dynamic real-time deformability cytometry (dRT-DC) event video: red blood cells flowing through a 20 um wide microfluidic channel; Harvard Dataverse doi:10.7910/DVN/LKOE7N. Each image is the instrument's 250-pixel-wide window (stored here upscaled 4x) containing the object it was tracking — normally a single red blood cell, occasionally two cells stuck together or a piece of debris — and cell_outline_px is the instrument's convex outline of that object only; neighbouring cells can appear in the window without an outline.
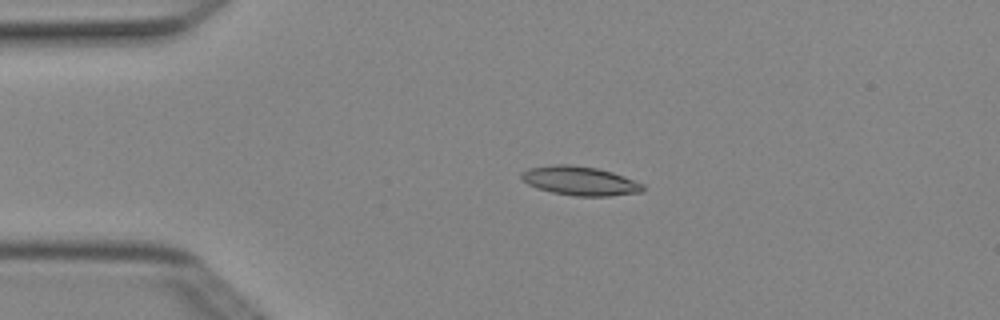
{"species": "Egyptian fruit bat (a non-hibernating species)", "species_latin": "Rousettus aegyptiacus", "temperature_condition": "cold", "stored_images_in_passage": 2, "camera_frame_rate_fps": 3000, "um_per_image_px": 0.085, "animal": {"sex": "female"}, "frame": {"image": 1, "passage_image": 1, "time_ms": 0.0, "image_size_px": [1000, 320], "cell_outline_px": [[644, 192], [608, 196], [576, 196], [552, 192], [536, 188], [528, 184], [520, 176], [520, 172], [528, 168], [552, 164], [572, 164], [596, 168], [612, 172], [624, 176], [644, 184]], "centroid_in_image_um": [49.29, 15.37], "position_along_channel_um": 35.7, "area_um2": 20.69}}